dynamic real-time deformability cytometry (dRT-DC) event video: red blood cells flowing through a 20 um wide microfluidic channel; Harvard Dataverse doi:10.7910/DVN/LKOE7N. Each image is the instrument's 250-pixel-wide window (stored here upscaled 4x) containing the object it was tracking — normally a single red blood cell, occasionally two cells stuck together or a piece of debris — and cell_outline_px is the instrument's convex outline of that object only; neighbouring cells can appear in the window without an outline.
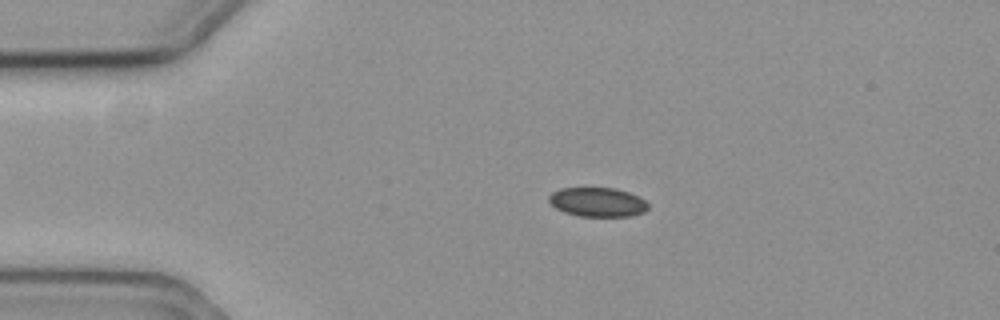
{"species": "common noctule bat (a hibernating species)", "species_latin": "Nyctalus noctula", "temperature_condition": "cold", "stored_images_in_passage": 57, "camera_frame_rate_fps": 3000, "um_per_image_px": 0.085, "animal": {"sex": "female", "body_mass_g": 19.3, "forearm_length_mm": 54.1}, "frame": {"image": 1, "passage_image": 12, "time_ms": 3.667, "image_size_px": [1000, 320], "cell_outline_px": [[648, 208], [644, 212], [632, 216], [580, 216], [564, 212], [556, 208], [548, 200], [548, 196], [552, 192], [560, 188], [616, 188], [640, 196], [648, 204]], "centroid_in_image_um": [50.8, 17.17], "position_along_channel_um": 34.2, "area_um2": 16.94}}
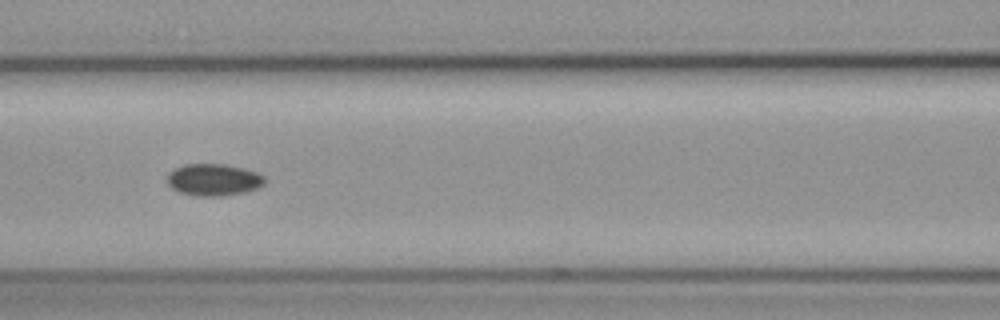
{"frame": {"image": 2, "passage_image": 25, "time_ms": 8.0, "image_size_px": [1000, 320], "cell_outline_px": [[264, 184], [256, 188], [244, 192], [220, 196], [196, 196], [180, 192], [172, 188], [168, 184], [168, 172], [184, 164], [224, 164], [244, 168], [256, 172], [264, 176]], "centroid_in_image_um": [18.14, 15.27], "position_along_channel_um": 148.5, "area_um2": 18.03}}
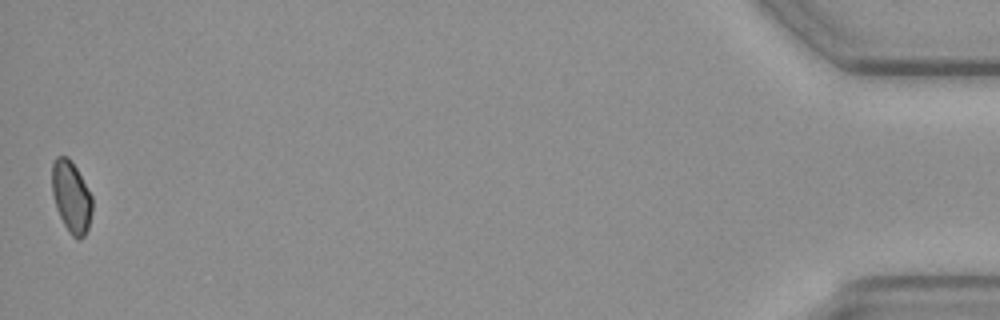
{"frame": {"image": 3, "passage_image": 57, "time_ms": 18.667, "image_size_px": [1000, 320], "cell_outline_px": [[92, 212], [88, 228], [84, 236], [80, 240], [76, 240], [72, 236], [64, 224], [56, 208], [52, 192], [52, 164], [56, 156], [68, 156], [76, 168], [92, 196]], "centroid_in_image_um": [6.06, 16.74], "position_along_channel_um": 429.1, "area_um2": 16.76}, "authors_computed_cell_mechanics": {"area_um2": 17.5134, "velocity_mm_per_s": 3.595, "shape_relaxation_time_tau1_ms": 4.6147, "shape_relaxation_time_tau2_ms": 5.6696, "deformation_change_tau1": 0.0581, "deformation_change_tau2": 0.0572}}